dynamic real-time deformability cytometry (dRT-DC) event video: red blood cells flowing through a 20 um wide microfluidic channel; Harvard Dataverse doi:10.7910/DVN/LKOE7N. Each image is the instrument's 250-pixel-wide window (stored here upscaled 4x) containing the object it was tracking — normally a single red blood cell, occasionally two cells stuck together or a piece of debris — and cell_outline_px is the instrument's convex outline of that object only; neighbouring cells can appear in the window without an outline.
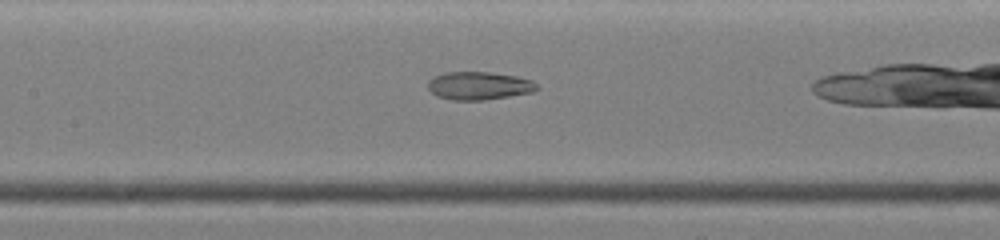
{"species": "common noctule bat (a hibernating species)", "species_latin": "Nyctalus noctula", "temperature_condition": "warm", "stored_images_in_passage": 24, "camera_frame_rate_fps": 3000, "um_per_image_px": 0.085, "animal": {"sex": "female", "body_mass_g": 19.0, "forearm_length_mm": 51.5}, "frame": {"image": 1, "passage_image": 15, "time_ms": 4.667, "image_size_px": [1000, 240], "cell_outline_px": [[540, 88], [532, 92], [484, 100], [452, 100], [436, 96], [428, 88], [428, 80], [432, 76], [444, 72], [492, 72], [516, 76], [532, 80]], "centroid_in_image_um": [40.69, 7.28], "position_along_channel_um": 166.7, "area_um2": 17.92}}
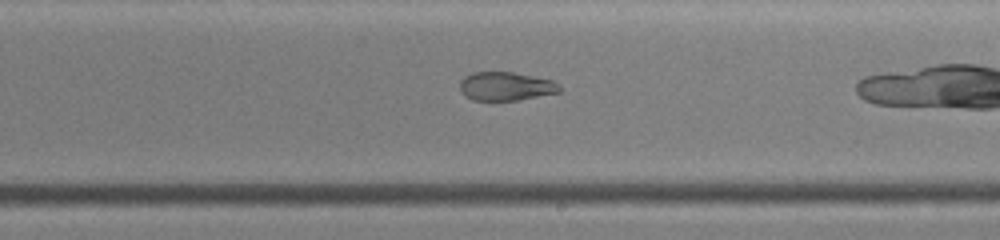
{"frame": {"image": 2, "passage_image": 20, "time_ms": 6.333, "image_size_px": [1000, 240], "cell_outline_px": [[560, 92], [516, 100], [472, 100], [464, 96], [460, 92], [460, 80], [464, 76], [472, 72], [512, 72], [552, 80], [560, 88]], "centroid_in_image_um": [42.92, 7.33], "position_along_channel_um": 246.1, "area_um2": 16.53}}
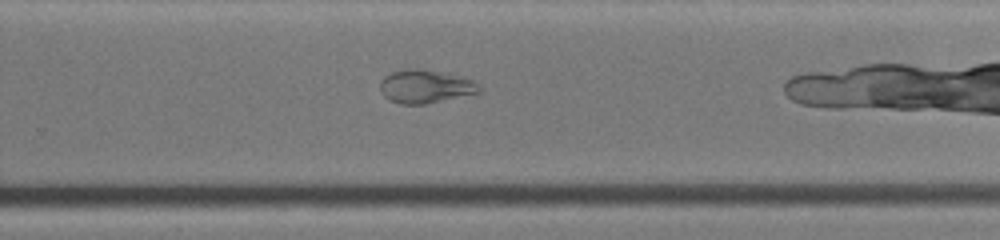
{"frame": {"image": 3, "passage_image": 23, "time_ms": 7.333, "image_size_px": [1000, 240], "cell_outline_px": [[480, 92], [424, 104], [400, 104], [384, 96], [380, 92], [380, 80], [384, 76], [392, 72], [408, 68], [420, 68], [468, 76], [476, 80], [480, 88]], "centroid_in_image_um": [36.18, 7.32], "position_along_channel_um": 293.6, "area_um2": 19.54}}